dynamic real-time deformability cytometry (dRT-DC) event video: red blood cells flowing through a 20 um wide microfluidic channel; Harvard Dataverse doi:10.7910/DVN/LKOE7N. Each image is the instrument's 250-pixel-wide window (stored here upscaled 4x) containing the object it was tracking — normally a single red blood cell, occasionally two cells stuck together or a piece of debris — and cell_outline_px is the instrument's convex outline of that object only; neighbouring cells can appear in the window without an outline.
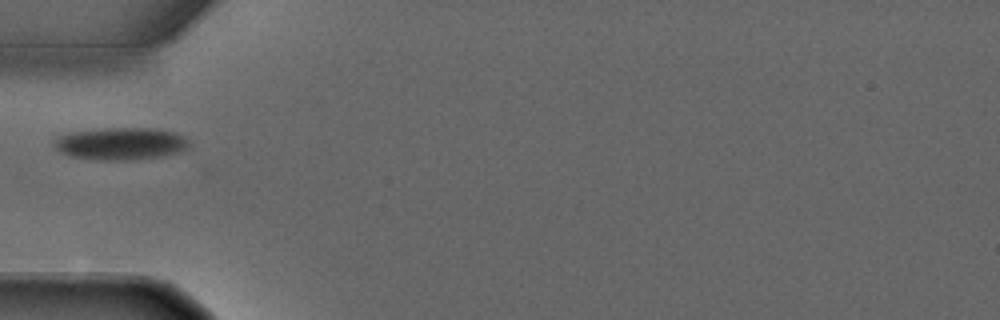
{"species": "common noctule bat (a hibernating species)", "species_latin": "Nyctalus noctula", "temperature_condition": "warm", "stored_images_in_passage": 4, "camera_frame_rate_fps": 3000, "um_per_image_px": 0.085, "animal": {"sex": "male", "forearm_length_mm": 52.5}, "frame": {"image": 1, "passage_image": 4, "time_ms": 3.667, "image_size_px": [1000, 320], "cell_outline_px": [[188, 148], [180, 152], [160, 156], [128, 160], [100, 160], [72, 156], [60, 152], [56, 148], [56, 140], [60, 136], [72, 132], [108, 128], [156, 128], [172, 132], [184, 136], [188, 140]], "centroid_in_image_um": [10.31, 12.21], "position_along_channel_um": 74.7, "area_um2": 25.03}}